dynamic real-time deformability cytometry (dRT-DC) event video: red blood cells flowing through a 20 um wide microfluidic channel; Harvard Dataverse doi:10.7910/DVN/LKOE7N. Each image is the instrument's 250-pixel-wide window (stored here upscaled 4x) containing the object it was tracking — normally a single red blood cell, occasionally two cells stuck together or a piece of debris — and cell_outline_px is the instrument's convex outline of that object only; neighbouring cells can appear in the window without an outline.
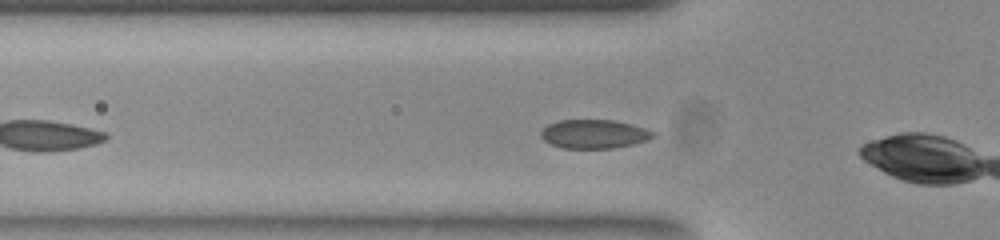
{"species": "common noctule bat (a hibernating species)", "species_latin": "Nyctalus noctula", "temperature_condition": "room temperature", "stored_images_in_passage": 39, "camera_frame_rate_fps": 3000, "um_per_image_px": 0.085, "animal": {"sex": "female", "body_mass_g": 23.0, "forearm_length_mm": 53.4}, "frame": {"image": 1, "passage_image": 6, "time_ms": 1.667, "image_size_px": [1000, 240], "cell_outline_px": [[652, 136], [644, 140], [632, 144], [612, 148], [564, 148], [552, 144], [544, 140], [544, 128], [548, 124], [560, 120], [612, 120], [628, 124], [652, 132]], "centroid_in_image_um": [50.44, 11.39], "position_along_channel_um": 75.4, "area_um2": 17.98}, "authors_computed_cell_mechanics": {"area_um2": 18.207, "velocity_mm_per_s": 3.8378, "shape_relaxation_time_tau1_ms": 10.7961, "shape_relaxation_time_tau2_ms": null, "deformation_change_tau1": 0.1965, "deformation_change_tau2": null}}